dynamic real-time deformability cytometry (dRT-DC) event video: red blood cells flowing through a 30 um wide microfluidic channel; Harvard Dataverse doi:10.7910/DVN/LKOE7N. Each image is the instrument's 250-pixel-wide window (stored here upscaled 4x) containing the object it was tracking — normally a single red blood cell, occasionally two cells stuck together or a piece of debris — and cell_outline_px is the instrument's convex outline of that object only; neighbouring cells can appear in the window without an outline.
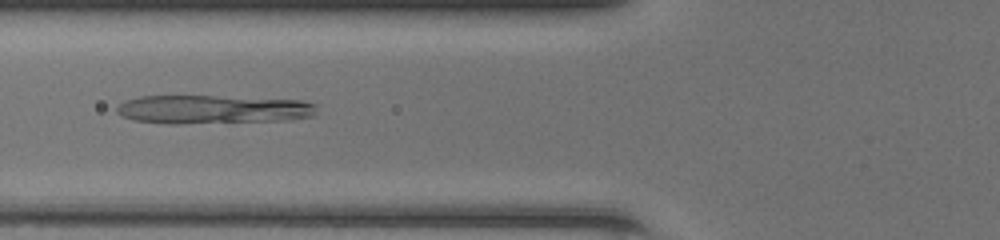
{"species": "common noctule bat (a hibernating species)", "species_latin": "Nyctalus noctula", "temperature_condition": "room temperature", "stored_images_in_passage": 44, "camera_frame_rate_fps": 3000, "um_per_image_px": 0.085, "animal": {"sex": "female", "body_mass_g": 20.0, "forearm_length_mm": 54.0}, "frame": {"image": 1, "passage_image": 15, "time_ms": 4.667, "image_size_px": [1000, 240], "cell_outline_px": [[316, 104], [312, 116], [292, 120], [176, 124], [172, 124], [132, 120], [116, 112], [116, 108], [124, 100], [140, 96], [212, 96], [300, 100]], "centroid_in_image_um": [18.05, 9.3], "position_along_channel_um": 107.7, "area_um2": 33.35}}
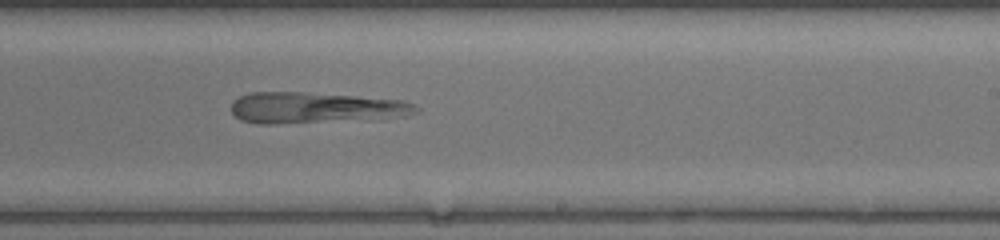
{"frame": {"image": 2, "passage_image": 26, "time_ms": 8.333, "image_size_px": [1000, 240], "cell_outline_px": [[420, 112], [380, 120], [272, 124], [260, 124], [240, 120], [232, 112], [232, 100], [248, 92], [304, 92], [356, 96], [404, 100], [416, 104], [420, 108]], "centroid_in_image_um": [26.87, 9.17], "position_along_channel_um": 262.1, "area_um2": 34.28}}
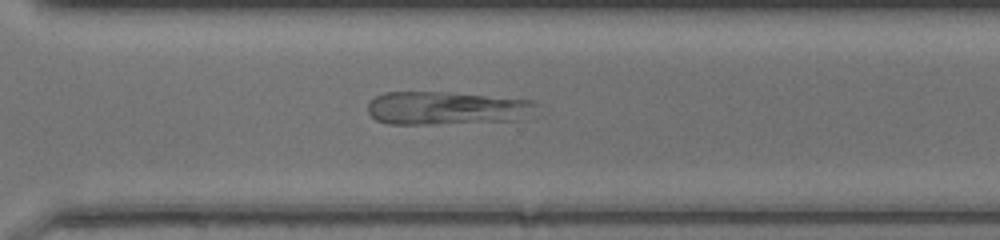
{"frame": {"image": 3, "passage_image": 31, "time_ms": 10.0, "image_size_px": [1000, 240], "cell_outline_px": [[540, 104], [520, 120], [436, 124], [388, 124], [376, 120], [368, 112], [368, 104], [376, 96], [384, 92], [444, 92], [536, 100]], "centroid_in_image_um": [37.95, 9.19], "position_along_channel_um": 332.6, "area_um2": 32.66}}